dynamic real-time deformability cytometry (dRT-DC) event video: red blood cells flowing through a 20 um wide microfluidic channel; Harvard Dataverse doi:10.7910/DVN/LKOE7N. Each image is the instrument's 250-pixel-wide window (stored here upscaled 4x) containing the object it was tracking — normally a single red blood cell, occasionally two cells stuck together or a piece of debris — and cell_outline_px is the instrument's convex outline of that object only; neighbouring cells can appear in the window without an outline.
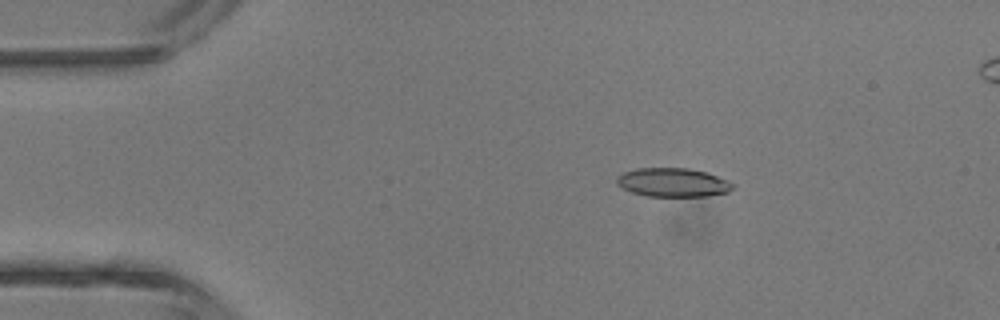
{"species": "common noctule bat (a hibernating species)", "species_latin": "Nyctalus noctula", "temperature_condition": "room temperature", "stored_images_in_passage": 4, "camera_frame_rate_fps": 3000, "um_per_image_px": 0.085, "animal": {"sex": "male", "body_mass_g": 13.3}, "frame": {"image": 1, "passage_image": 2, "time_ms": 1.0, "image_size_px": [1000, 320], "cell_outline_px": [[732, 188], [728, 192], [708, 196], [648, 196], [632, 192], [620, 188], [616, 184], [616, 176], [624, 172], [636, 168], [688, 168], [708, 172], [728, 180], [732, 184]], "centroid_in_image_um": [57.16, 15.5], "position_along_channel_um": 27.8, "area_um2": 19.59}}